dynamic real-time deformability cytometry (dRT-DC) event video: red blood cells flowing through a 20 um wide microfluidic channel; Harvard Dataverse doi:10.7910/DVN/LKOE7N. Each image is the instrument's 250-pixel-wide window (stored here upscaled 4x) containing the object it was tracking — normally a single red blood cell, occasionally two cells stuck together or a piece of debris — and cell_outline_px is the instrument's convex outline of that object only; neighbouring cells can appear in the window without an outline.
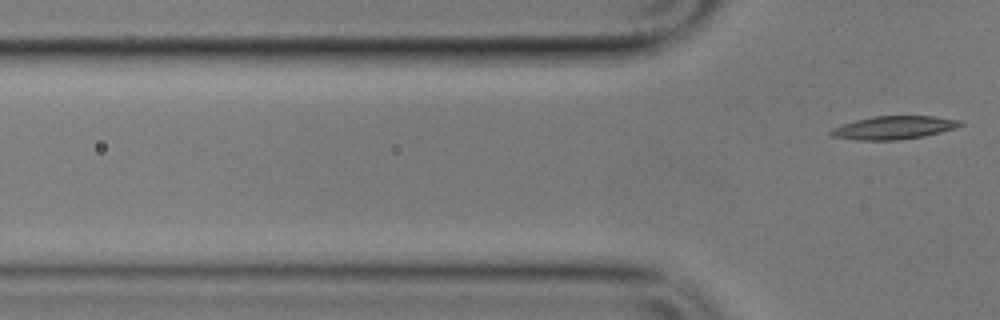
{"species": "common noctule bat (a hibernating species)", "species_latin": "Nyctalus noctula", "temperature_condition": "cold", "stored_images_in_passage": 6, "segment_of_instrument_passage": [2, 2], "camera_frame_rate_fps": 3000, "um_per_image_px": 0.085, "animal": {"sex": "male", "body_mass_g": 17.9}, "frame": {"image": 1, "passage_image": 6, "time_ms": 5.667, "image_size_px": [1000, 320], "cell_outline_px": [[964, 124], [956, 128], [924, 136], [900, 140], [856, 140], [832, 136], [828, 132], [832, 128], [856, 120], [872, 116], [932, 116], [960, 120]], "centroid_in_image_um": [75.97, 10.85], "position_along_channel_um": 49.8, "area_um2": 17.46}}